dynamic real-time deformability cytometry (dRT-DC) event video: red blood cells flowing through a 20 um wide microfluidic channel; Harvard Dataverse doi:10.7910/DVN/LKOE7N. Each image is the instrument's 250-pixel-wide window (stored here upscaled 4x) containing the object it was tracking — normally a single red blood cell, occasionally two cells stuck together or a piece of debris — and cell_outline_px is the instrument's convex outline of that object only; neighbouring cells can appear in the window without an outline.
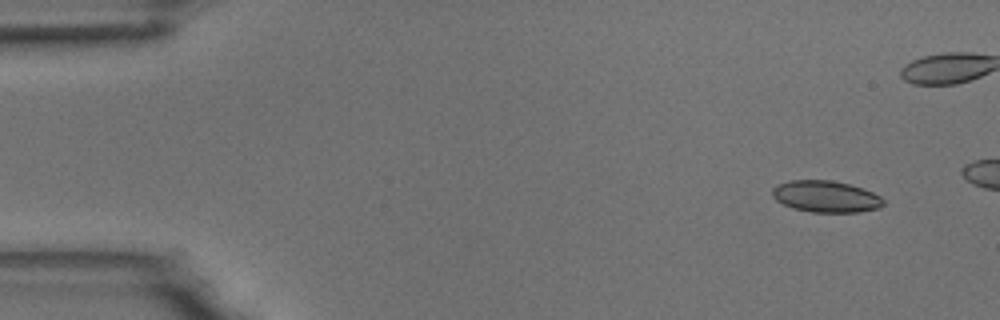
{"species": "common noctule bat (a hibernating species)", "species_latin": "Nyctalus noctula", "temperature_condition": "room temperature", "stored_images_in_passage": 5, "segment_of_instrument_passage": [2, 2], "camera_frame_rate_fps": 3000, "um_per_image_px": 0.085, "animal": {"sex": "male", "body_mass_g": 18.8}, "frame": {"image": 1, "passage_image": 5, "time_ms": 1.333, "image_size_px": [1000, 320], "cell_outline_px": [[884, 204], [880, 208], [860, 212], [812, 212], [792, 208], [776, 200], [772, 196], [772, 188], [776, 184], [788, 180], [832, 180], [848, 184], [872, 192], [880, 196], [884, 200]], "centroid_in_image_um": [70.17, 16.7], "position_along_channel_um": 14.8, "area_um2": 20.52}}